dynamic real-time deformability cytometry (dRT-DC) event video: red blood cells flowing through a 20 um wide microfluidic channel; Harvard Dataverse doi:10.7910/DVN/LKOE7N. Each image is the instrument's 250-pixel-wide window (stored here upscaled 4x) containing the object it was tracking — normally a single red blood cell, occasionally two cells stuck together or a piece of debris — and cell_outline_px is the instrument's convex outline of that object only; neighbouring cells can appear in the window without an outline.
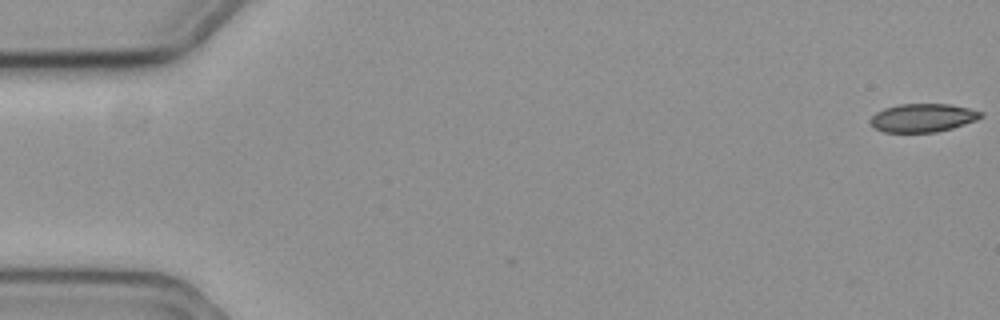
{"species": "common noctule bat (a hibernating species)", "species_latin": "Nyctalus noctula", "temperature_condition": "cold", "stored_images_in_passage": 56, "camera_frame_rate_fps": 3000, "um_per_image_px": 0.085, "animal": {"sex": "female", "body_mass_g": 19.3, "forearm_length_mm": 54.1}, "frame": {"image": 1, "passage_image": 1, "time_ms": 0.0, "image_size_px": [1000, 320], "cell_outline_px": [[984, 116], [976, 120], [952, 128], [936, 132], [884, 132], [876, 128], [868, 120], [876, 112], [884, 108], [900, 104], [952, 104], [984, 112]], "centroid_in_image_um": [78.46, 10.01], "position_along_channel_um": 6.5, "area_um2": 18.26}}
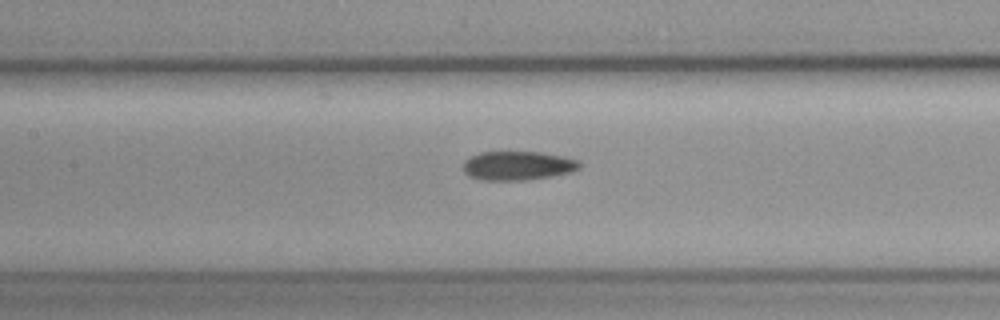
{"frame": {"image": 2, "passage_image": 27, "time_ms": 8.667, "image_size_px": [1000, 320], "cell_outline_px": [[580, 168], [572, 172], [552, 176], [528, 180], [480, 180], [468, 176], [464, 172], [464, 160], [480, 152], [540, 152], [564, 156], [580, 160]], "centroid_in_image_um": [44.03, 14.08], "position_along_channel_um": 163.4, "area_um2": 19.83}}
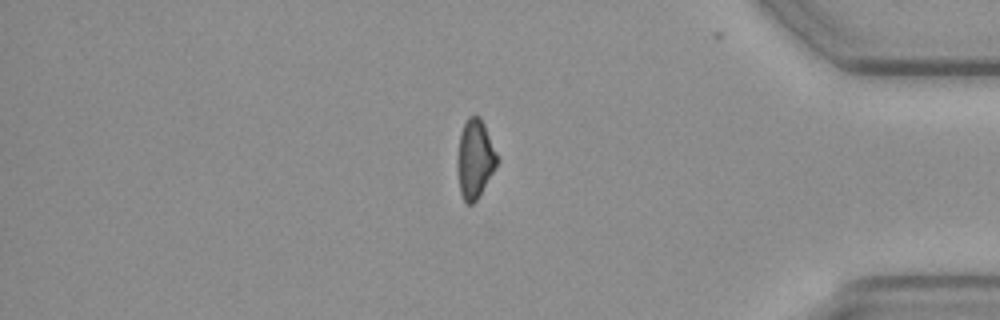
{"frame": {"image": 3, "passage_image": 49, "time_ms": 16.0, "image_size_px": [1000, 320], "cell_outline_px": [[500, 160], [476, 200], [472, 204], [468, 204], [464, 200], [460, 192], [456, 164], [456, 160], [460, 132], [468, 116], [480, 116], [484, 124]], "centroid_in_image_um": [40.36, 13.49], "position_along_channel_um": 394.8, "area_um2": 18.26}}